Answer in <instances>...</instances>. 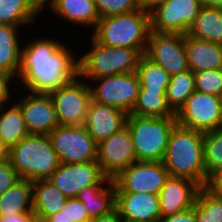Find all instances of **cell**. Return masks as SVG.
I'll return each mask as SVG.
<instances>
[{
    "label": "cell",
    "mask_w": 222,
    "mask_h": 222,
    "mask_svg": "<svg viewBox=\"0 0 222 222\" xmlns=\"http://www.w3.org/2000/svg\"><path fill=\"white\" fill-rule=\"evenodd\" d=\"M31 6L38 12L42 13L41 10H43L46 5L50 8L52 7L55 0H28Z\"/></svg>",
    "instance_id": "obj_44"
},
{
    "label": "cell",
    "mask_w": 222,
    "mask_h": 222,
    "mask_svg": "<svg viewBox=\"0 0 222 222\" xmlns=\"http://www.w3.org/2000/svg\"><path fill=\"white\" fill-rule=\"evenodd\" d=\"M90 81L94 83L98 82L94 84L95 86L89 83L93 101L116 107L126 114L131 113L136 104L141 87L136 71L119 75L103 76Z\"/></svg>",
    "instance_id": "obj_7"
},
{
    "label": "cell",
    "mask_w": 222,
    "mask_h": 222,
    "mask_svg": "<svg viewBox=\"0 0 222 222\" xmlns=\"http://www.w3.org/2000/svg\"><path fill=\"white\" fill-rule=\"evenodd\" d=\"M37 15L28 0H0V24L16 27L32 25Z\"/></svg>",
    "instance_id": "obj_30"
},
{
    "label": "cell",
    "mask_w": 222,
    "mask_h": 222,
    "mask_svg": "<svg viewBox=\"0 0 222 222\" xmlns=\"http://www.w3.org/2000/svg\"><path fill=\"white\" fill-rule=\"evenodd\" d=\"M176 117H142L127 114L137 161H163Z\"/></svg>",
    "instance_id": "obj_6"
},
{
    "label": "cell",
    "mask_w": 222,
    "mask_h": 222,
    "mask_svg": "<svg viewBox=\"0 0 222 222\" xmlns=\"http://www.w3.org/2000/svg\"><path fill=\"white\" fill-rule=\"evenodd\" d=\"M167 0H141V7L147 12L150 13L156 7L164 4Z\"/></svg>",
    "instance_id": "obj_43"
},
{
    "label": "cell",
    "mask_w": 222,
    "mask_h": 222,
    "mask_svg": "<svg viewBox=\"0 0 222 222\" xmlns=\"http://www.w3.org/2000/svg\"><path fill=\"white\" fill-rule=\"evenodd\" d=\"M130 114L142 117H175L166 102V90H144L140 87Z\"/></svg>",
    "instance_id": "obj_28"
},
{
    "label": "cell",
    "mask_w": 222,
    "mask_h": 222,
    "mask_svg": "<svg viewBox=\"0 0 222 222\" xmlns=\"http://www.w3.org/2000/svg\"><path fill=\"white\" fill-rule=\"evenodd\" d=\"M127 114L110 105L91 100L84 126L99 144L125 126Z\"/></svg>",
    "instance_id": "obj_19"
},
{
    "label": "cell",
    "mask_w": 222,
    "mask_h": 222,
    "mask_svg": "<svg viewBox=\"0 0 222 222\" xmlns=\"http://www.w3.org/2000/svg\"><path fill=\"white\" fill-rule=\"evenodd\" d=\"M204 133L180 126L172 129L163 164L170 176L184 177L204 187L207 177L203 155Z\"/></svg>",
    "instance_id": "obj_2"
},
{
    "label": "cell",
    "mask_w": 222,
    "mask_h": 222,
    "mask_svg": "<svg viewBox=\"0 0 222 222\" xmlns=\"http://www.w3.org/2000/svg\"><path fill=\"white\" fill-rule=\"evenodd\" d=\"M50 9L74 25L95 28L100 19L94 0H55Z\"/></svg>",
    "instance_id": "obj_23"
},
{
    "label": "cell",
    "mask_w": 222,
    "mask_h": 222,
    "mask_svg": "<svg viewBox=\"0 0 222 222\" xmlns=\"http://www.w3.org/2000/svg\"><path fill=\"white\" fill-rule=\"evenodd\" d=\"M195 90V76L193 71L188 70L172 75L166 89L168 107L176 114Z\"/></svg>",
    "instance_id": "obj_29"
},
{
    "label": "cell",
    "mask_w": 222,
    "mask_h": 222,
    "mask_svg": "<svg viewBox=\"0 0 222 222\" xmlns=\"http://www.w3.org/2000/svg\"><path fill=\"white\" fill-rule=\"evenodd\" d=\"M90 222H123V219L115 208L110 213L94 218Z\"/></svg>",
    "instance_id": "obj_42"
},
{
    "label": "cell",
    "mask_w": 222,
    "mask_h": 222,
    "mask_svg": "<svg viewBox=\"0 0 222 222\" xmlns=\"http://www.w3.org/2000/svg\"><path fill=\"white\" fill-rule=\"evenodd\" d=\"M62 211L65 212V214L71 219L72 222L91 221L84 203L76 197L68 198L65 201L64 208Z\"/></svg>",
    "instance_id": "obj_36"
},
{
    "label": "cell",
    "mask_w": 222,
    "mask_h": 222,
    "mask_svg": "<svg viewBox=\"0 0 222 222\" xmlns=\"http://www.w3.org/2000/svg\"><path fill=\"white\" fill-rule=\"evenodd\" d=\"M0 222H37L34 213H20L10 216H0Z\"/></svg>",
    "instance_id": "obj_41"
},
{
    "label": "cell",
    "mask_w": 222,
    "mask_h": 222,
    "mask_svg": "<svg viewBox=\"0 0 222 222\" xmlns=\"http://www.w3.org/2000/svg\"><path fill=\"white\" fill-rule=\"evenodd\" d=\"M106 176L97 161L85 163H60L48 179L68 198H75L85 187L99 185Z\"/></svg>",
    "instance_id": "obj_15"
},
{
    "label": "cell",
    "mask_w": 222,
    "mask_h": 222,
    "mask_svg": "<svg viewBox=\"0 0 222 222\" xmlns=\"http://www.w3.org/2000/svg\"><path fill=\"white\" fill-rule=\"evenodd\" d=\"M33 212L32 181L21 178L0 196V216Z\"/></svg>",
    "instance_id": "obj_24"
},
{
    "label": "cell",
    "mask_w": 222,
    "mask_h": 222,
    "mask_svg": "<svg viewBox=\"0 0 222 222\" xmlns=\"http://www.w3.org/2000/svg\"><path fill=\"white\" fill-rule=\"evenodd\" d=\"M19 27L0 24V71L18 78L21 66L22 46L20 45Z\"/></svg>",
    "instance_id": "obj_26"
},
{
    "label": "cell",
    "mask_w": 222,
    "mask_h": 222,
    "mask_svg": "<svg viewBox=\"0 0 222 222\" xmlns=\"http://www.w3.org/2000/svg\"><path fill=\"white\" fill-rule=\"evenodd\" d=\"M90 50L78 58L79 75L88 80L103 76L135 72L140 58V50L126 47H109L90 37Z\"/></svg>",
    "instance_id": "obj_5"
},
{
    "label": "cell",
    "mask_w": 222,
    "mask_h": 222,
    "mask_svg": "<svg viewBox=\"0 0 222 222\" xmlns=\"http://www.w3.org/2000/svg\"><path fill=\"white\" fill-rule=\"evenodd\" d=\"M187 35L222 44V8L202 5Z\"/></svg>",
    "instance_id": "obj_25"
},
{
    "label": "cell",
    "mask_w": 222,
    "mask_h": 222,
    "mask_svg": "<svg viewBox=\"0 0 222 222\" xmlns=\"http://www.w3.org/2000/svg\"><path fill=\"white\" fill-rule=\"evenodd\" d=\"M169 176L162 161H135L112 180L115 192L159 195Z\"/></svg>",
    "instance_id": "obj_10"
},
{
    "label": "cell",
    "mask_w": 222,
    "mask_h": 222,
    "mask_svg": "<svg viewBox=\"0 0 222 222\" xmlns=\"http://www.w3.org/2000/svg\"><path fill=\"white\" fill-rule=\"evenodd\" d=\"M202 5L222 8V0H200Z\"/></svg>",
    "instance_id": "obj_46"
},
{
    "label": "cell",
    "mask_w": 222,
    "mask_h": 222,
    "mask_svg": "<svg viewBox=\"0 0 222 222\" xmlns=\"http://www.w3.org/2000/svg\"><path fill=\"white\" fill-rule=\"evenodd\" d=\"M144 55L170 76L190 70L183 34L151 31Z\"/></svg>",
    "instance_id": "obj_12"
},
{
    "label": "cell",
    "mask_w": 222,
    "mask_h": 222,
    "mask_svg": "<svg viewBox=\"0 0 222 222\" xmlns=\"http://www.w3.org/2000/svg\"><path fill=\"white\" fill-rule=\"evenodd\" d=\"M185 48L189 69L194 73L222 68V44L185 34Z\"/></svg>",
    "instance_id": "obj_20"
},
{
    "label": "cell",
    "mask_w": 222,
    "mask_h": 222,
    "mask_svg": "<svg viewBox=\"0 0 222 222\" xmlns=\"http://www.w3.org/2000/svg\"><path fill=\"white\" fill-rule=\"evenodd\" d=\"M201 7L200 0H167L149 13L151 31L185 35Z\"/></svg>",
    "instance_id": "obj_13"
},
{
    "label": "cell",
    "mask_w": 222,
    "mask_h": 222,
    "mask_svg": "<svg viewBox=\"0 0 222 222\" xmlns=\"http://www.w3.org/2000/svg\"><path fill=\"white\" fill-rule=\"evenodd\" d=\"M43 222H72L71 219L63 211H59L56 214L46 218Z\"/></svg>",
    "instance_id": "obj_45"
},
{
    "label": "cell",
    "mask_w": 222,
    "mask_h": 222,
    "mask_svg": "<svg viewBox=\"0 0 222 222\" xmlns=\"http://www.w3.org/2000/svg\"><path fill=\"white\" fill-rule=\"evenodd\" d=\"M221 108L222 97L195 90L175 117L180 126L205 133L217 129Z\"/></svg>",
    "instance_id": "obj_11"
},
{
    "label": "cell",
    "mask_w": 222,
    "mask_h": 222,
    "mask_svg": "<svg viewBox=\"0 0 222 222\" xmlns=\"http://www.w3.org/2000/svg\"><path fill=\"white\" fill-rule=\"evenodd\" d=\"M123 222H143V221H129V220H123Z\"/></svg>",
    "instance_id": "obj_49"
},
{
    "label": "cell",
    "mask_w": 222,
    "mask_h": 222,
    "mask_svg": "<svg viewBox=\"0 0 222 222\" xmlns=\"http://www.w3.org/2000/svg\"><path fill=\"white\" fill-rule=\"evenodd\" d=\"M217 130H221L222 131V108H221L220 120H219V124H218Z\"/></svg>",
    "instance_id": "obj_48"
},
{
    "label": "cell",
    "mask_w": 222,
    "mask_h": 222,
    "mask_svg": "<svg viewBox=\"0 0 222 222\" xmlns=\"http://www.w3.org/2000/svg\"><path fill=\"white\" fill-rule=\"evenodd\" d=\"M65 44L38 38L22 46L18 79L28 92L50 93L79 74L78 59Z\"/></svg>",
    "instance_id": "obj_1"
},
{
    "label": "cell",
    "mask_w": 222,
    "mask_h": 222,
    "mask_svg": "<svg viewBox=\"0 0 222 222\" xmlns=\"http://www.w3.org/2000/svg\"><path fill=\"white\" fill-rule=\"evenodd\" d=\"M115 208L123 220L158 222L161 218L157 194L115 192Z\"/></svg>",
    "instance_id": "obj_17"
},
{
    "label": "cell",
    "mask_w": 222,
    "mask_h": 222,
    "mask_svg": "<svg viewBox=\"0 0 222 222\" xmlns=\"http://www.w3.org/2000/svg\"><path fill=\"white\" fill-rule=\"evenodd\" d=\"M49 94L61 125H84L92 98L89 84L79 74Z\"/></svg>",
    "instance_id": "obj_9"
},
{
    "label": "cell",
    "mask_w": 222,
    "mask_h": 222,
    "mask_svg": "<svg viewBox=\"0 0 222 222\" xmlns=\"http://www.w3.org/2000/svg\"><path fill=\"white\" fill-rule=\"evenodd\" d=\"M13 78L11 74L0 71V104H7L10 101L11 92L9 86L11 85L10 81H14Z\"/></svg>",
    "instance_id": "obj_40"
},
{
    "label": "cell",
    "mask_w": 222,
    "mask_h": 222,
    "mask_svg": "<svg viewBox=\"0 0 222 222\" xmlns=\"http://www.w3.org/2000/svg\"><path fill=\"white\" fill-rule=\"evenodd\" d=\"M203 155L206 177L222 168V131L212 130L204 133Z\"/></svg>",
    "instance_id": "obj_33"
},
{
    "label": "cell",
    "mask_w": 222,
    "mask_h": 222,
    "mask_svg": "<svg viewBox=\"0 0 222 222\" xmlns=\"http://www.w3.org/2000/svg\"><path fill=\"white\" fill-rule=\"evenodd\" d=\"M195 89L222 97V68L195 72Z\"/></svg>",
    "instance_id": "obj_34"
},
{
    "label": "cell",
    "mask_w": 222,
    "mask_h": 222,
    "mask_svg": "<svg viewBox=\"0 0 222 222\" xmlns=\"http://www.w3.org/2000/svg\"><path fill=\"white\" fill-rule=\"evenodd\" d=\"M135 161L134 144L126 125L98 144L97 162L103 174L111 180Z\"/></svg>",
    "instance_id": "obj_14"
},
{
    "label": "cell",
    "mask_w": 222,
    "mask_h": 222,
    "mask_svg": "<svg viewBox=\"0 0 222 222\" xmlns=\"http://www.w3.org/2000/svg\"><path fill=\"white\" fill-rule=\"evenodd\" d=\"M150 32V14L140 7L132 12L101 17L91 37L109 47L134 48L145 54Z\"/></svg>",
    "instance_id": "obj_3"
},
{
    "label": "cell",
    "mask_w": 222,
    "mask_h": 222,
    "mask_svg": "<svg viewBox=\"0 0 222 222\" xmlns=\"http://www.w3.org/2000/svg\"><path fill=\"white\" fill-rule=\"evenodd\" d=\"M4 107L6 104H0V140L9 150L29 133L20 106L15 103L7 110Z\"/></svg>",
    "instance_id": "obj_27"
},
{
    "label": "cell",
    "mask_w": 222,
    "mask_h": 222,
    "mask_svg": "<svg viewBox=\"0 0 222 222\" xmlns=\"http://www.w3.org/2000/svg\"><path fill=\"white\" fill-rule=\"evenodd\" d=\"M76 198L84 203L91 220L108 214L115 209L113 180L106 177L99 185L85 187Z\"/></svg>",
    "instance_id": "obj_21"
},
{
    "label": "cell",
    "mask_w": 222,
    "mask_h": 222,
    "mask_svg": "<svg viewBox=\"0 0 222 222\" xmlns=\"http://www.w3.org/2000/svg\"><path fill=\"white\" fill-rule=\"evenodd\" d=\"M8 159L20 178L46 180L60 162L49 135H31L21 139L8 150Z\"/></svg>",
    "instance_id": "obj_4"
},
{
    "label": "cell",
    "mask_w": 222,
    "mask_h": 222,
    "mask_svg": "<svg viewBox=\"0 0 222 222\" xmlns=\"http://www.w3.org/2000/svg\"><path fill=\"white\" fill-rule=\"evenodd\" d=\"M8 158V149L3 145L0 140V161H3Z\"/></svg>",
    "instance_id": "obj_47"
},
{
    "label": "cell",
    "mask_w": 222,
    "mask_h": 222,
    "mask_svg": "<svg viewBox=\"0 0 222 222\" xmlns=\"http://www.w3.org/2000/svg\"><path fill=\"white\" fill-rule=\"evenodd\" d=\"M59 162L63 164L97 161L98 144L84 125H61L49 134Z\"/></svg>",
    "instance_id": "obj_8"
},
{
    "label": "cell",
    "mask_w": 222,
    "mask_h": 222,
    "mask_svg": "<svg viewBox=\"0 0 222 222\" xmlns=\"http://www.w3.org/2000/svg\"><path fill=\"white\" fill-rule=\"evenodd\" d=\"M158 222H196L195 220V201L193 207L182 211L180 213H176L173 215H169L166 217H161Z\"/></svg>",
    "instance_id": "obj_39"
},
{
    "label": "cell",
    "mask_w": 222,
    "mask_h": 222,
    "mask_svg": "<svg viewBox=\"0 0 222 222\" xmlns=\"http://www.w3.org/2000/svg\"><path fill=\"white\" fill-rule=\"evenodd\" d=\"M97 12L101 17L124 14L141 7L140 0H94Z\"/></svg>",
    "instance_id": "obj_35"
},
{
    "label": "cell",
    "mask_w": 222,
    "mask_h": 222,
    "mask_svg": "<svg viewBox=\"0 0 222 222\" xmlns=\"http://www.w3.org/2000/svg\"><path fill=\"white\" fill-rule=\"evenodd\" d=\"M200 186L184 177L169 176L159 193L161 217H166L193 207Z\"/></svg>",
    "instance_id": "obj_18"
},
{
    "label": "cell",
    "mask_w": 222,
    "mask_h": 222,
    "mask_svg": "<svg viewBox=\"0 0 222 222\" xmlns=\"http://www.w3.org/2000/svg\"><path fill=\"white\" fill-rule=\"evenodd\" d=\"M32 186L33 212L37 217V222H43L46 218L63 210L67 197L48 179L32 181Z\"/></svg>",
    "instance_id": "obj_22"
},
{
    "label": "cell",
    "mask_w": 222,
    "mask_h": 222,
    "mask_svg": "<svg viewBox=\"0 0 222 222\" xmlns=\"http://www.w3.org/2000/svg\"><path fill=\"white\" fill-rule=\"evenodd\" d=\"M136 72L144 90H166L171 78L161 66L145 55L140 58Z\"/></svg>",
    "instance_id": "obj_31"
},
{
    "label": "cell",
    "mask_w": 222,
    "mask_h": 222,
    "mask_svg": "<svg viewBox=\"0 0 222 222\" xmlns=\"http://www.w3.org/2000/svg\"><path fill=\"white\" fill-rule=\"evenodd\" d=\"M204 188L213 196L222 199V168L215 170L207 177Z\"/></svg>",
    "instance_id": "obj_38"
},
{
    "label": "cell",
    "mask_w": 222,
    "mask_h": 222,
    "mask_svg": "<svg viewBox=\"0 0 222 222\" xmlns=\"http://www.w3.org/2000/svg\"><path fill=\"white\" fill-rule=\"evenodd\" d=\"M20 179L8 158L0 161V196Z\"/></svg>",
    "instance_id": "obj_37"
},
{
    "label": "cell",
    "mask_w": 222,
    "mask_h": 222,
    "mask_svg": "<svg viewBox=\"0 0 222 222\" xmlns=\"http://www.w3.org/2000/svg\"><path fill=\"white\" fill-rule=\"evenodd\" d=\"M196 222H222V199L200 187L195 198Z\"/></svg>",
    "instance_id": "obj_32"
},
{
    "label": "cell",
    "mask_w": 222,
    "mask_h": 222,
    "mask_svg": "<svg viewBox=\"0 0 222 222\" xmlns=\"http://www.w3.org/2000/svg\"><path fill=\"white\" fill-rule=\"evenodd\" d=\"M31 135H49L56 127L61 126L59 115L49 93L32 92L17 101Z\"/></svg>",
    "instance_id": "obj_16"
}]
</instances>
